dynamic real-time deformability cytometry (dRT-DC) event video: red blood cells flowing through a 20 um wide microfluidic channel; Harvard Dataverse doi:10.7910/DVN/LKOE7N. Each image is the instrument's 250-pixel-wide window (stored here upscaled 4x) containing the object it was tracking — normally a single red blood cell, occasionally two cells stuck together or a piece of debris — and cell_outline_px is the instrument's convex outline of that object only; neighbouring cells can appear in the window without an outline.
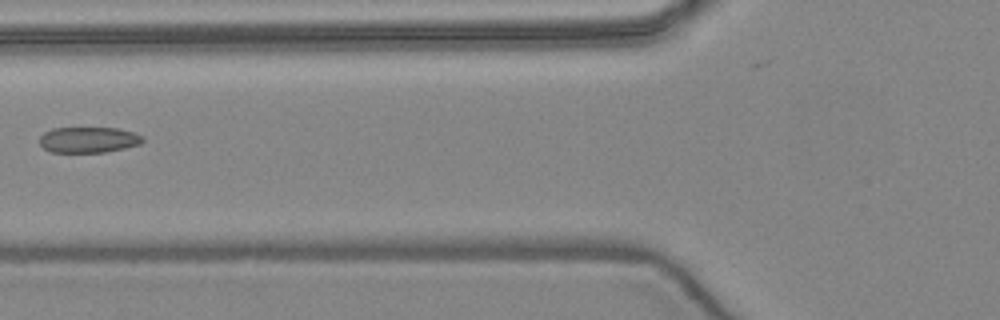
{"species": "common noctule bat (a hibernating species)", "species_latin": "Nyctalus noctula", "temperature_condition": "warm", "stored_images_in_passage": 4, "camera_frame_rate_fps": 3000, "um_per_image_px": 0.085, "animal": {"sex": "female", "body_mass_g": 24.6, "forearm_length_mm": 56.2}, "frame": {"image": 1, "passage_image": 4, "time_ms": 3.333, "image_size_px": [1000, 320], "cell_outline_px": [[144, 140], [140, 144], [124, 148], [104, 152], [52, 152], [44, 148], [40, 144], [40, 136], [44, 132], [52, 128], [120, 128], [144, 136]], "centroid_in_image_um": [7.53, 11.87], "position_along_channel_um": 118.3, "area_um2": 15.49}}